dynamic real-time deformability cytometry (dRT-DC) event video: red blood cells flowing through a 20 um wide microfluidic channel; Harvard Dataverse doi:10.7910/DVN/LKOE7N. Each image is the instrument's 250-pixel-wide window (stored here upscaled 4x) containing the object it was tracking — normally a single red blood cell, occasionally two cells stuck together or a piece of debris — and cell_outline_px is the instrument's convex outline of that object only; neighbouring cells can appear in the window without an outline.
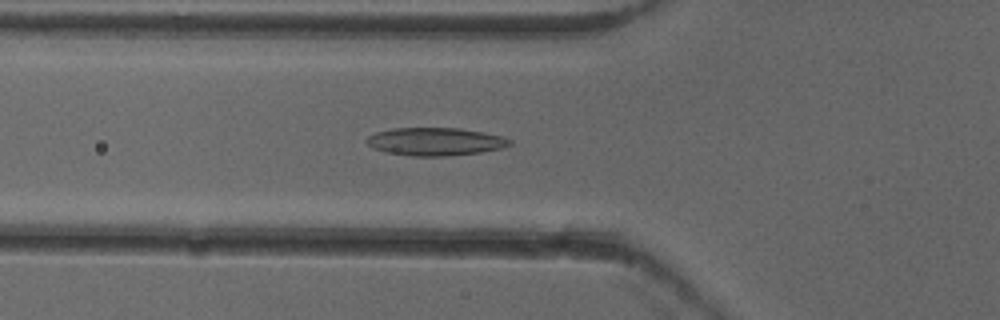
{"species": "common noctule bat (a hibernating species)", "species_latin": "Nyctalus noctula", "temperature_condition": "cold", "stored_images_in_passage": 42, "camera_frame_rate_fps": 3000, "um_per_image_px": 0.085, "animal": {"sex": "female"}, "frame": {"image": 1, "passage_image": 14, "time_ms": 4.333, "image_size_px": [1000, 320], "cell_outline_px": [[512, 144], [500, 148], [480, 152], [448, 156], [412, 156], [384, 152], [372, 148], [364, 140], [368, 136], [376, 132], [392, 128], [460, 128], [484, 132], [504, 136], [512, 140]], "centroid_in_image_um": [36.98, 12.03], "position_along_channel_um": 88.8, "area_um2": 23.47}}
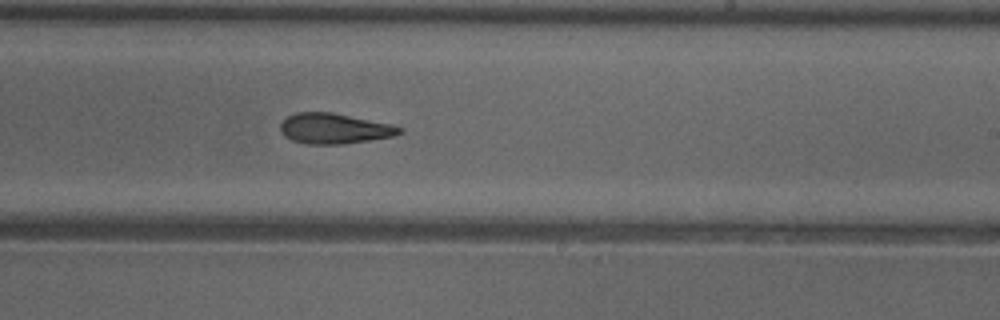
{"frame": {"image": 2, "passage_image": 27, "time_ms": 8.667, "image_size_px": [1000, 320], "cell_outline_px": [[404, 132], [392, 136], [344, 144], [308, 144], [292, 140], [284, 136], [280, 132], [280, 124], [288, 116], [296, 112], [332, 112], [392, 124], [404, 128]], "centroid_in_image_um": [28.42, 10.92], "position_along_channel_um": 260.6, "area_um2": 21.15}}
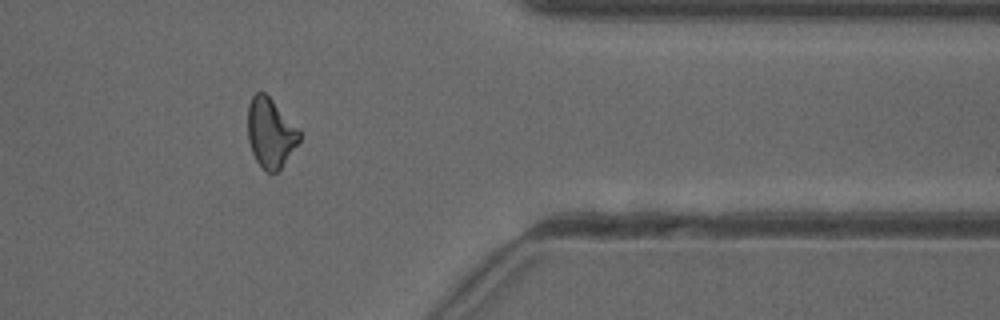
{"frame": {"image": 3, "passage_image": 38, "time_ms": 12.333, "image_size_px": [1000, 320], "cell_outline_px": [[300, 140], [280, 168], [276, 172], [268, 172], [256, 160], [252, 152], [248, 140], [248, 104], [252, 96], [256, 92], [264, 92], [300, 128]], "centroid_in_image_um": [22.99, 11.26], "position_along_channel_um": 388.4, "area_um2": 20.69}, "authors_computed_cell_mechanics": {"area_um2": 21.6461, "velocity_mm_per_s": 3.9478, "shape_relaxation_time_tau1_ms": 7.2468, "shape_relaxation_time_tau2_ms": 4.6741, "deformation_change_tau1": 0.183, "deformation_change_tau2": 0.1539}}